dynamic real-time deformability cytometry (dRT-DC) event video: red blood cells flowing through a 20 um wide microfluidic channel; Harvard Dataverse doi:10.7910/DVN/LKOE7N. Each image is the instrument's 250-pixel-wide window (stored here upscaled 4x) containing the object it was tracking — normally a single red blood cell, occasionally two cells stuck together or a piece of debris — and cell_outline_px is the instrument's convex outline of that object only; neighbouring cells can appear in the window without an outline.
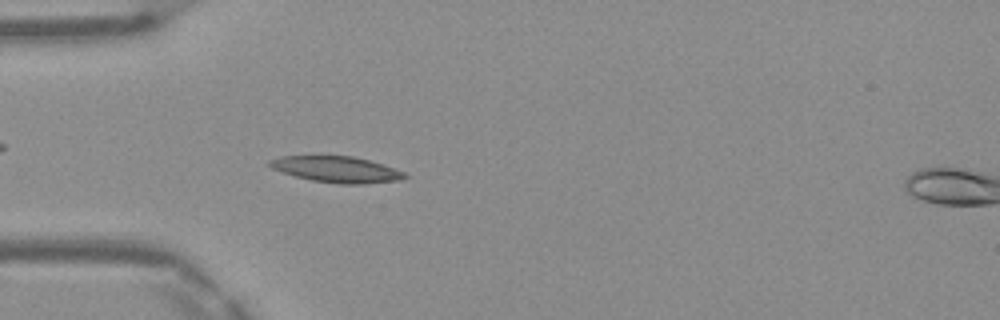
{"species": "Egyptian fruit bat (a non-hibernating species)", "species_latin": "Rousettus aegyptiacus", "temperature_condition": "warm", "stored_images_in_passage": 47, "camera_frame_rate_fps": 3000, "um_per_image_px": 0.085, "frame": {"image": 1, "passage_image": 13, "time_ms": 4.0, "image_size_px": [1000, 320], "cell_outline_px": [[408, 176], [400, 180], [364, 184], [340, 184], [312, 180], [296, 176], [272, 168], [268, 164], [268, 160], [280, 156], [352, 156], [384, 164], [404, 172]], "centroid_in_image_um": [28.63, 14.4], "position_along_channel_um": 56.4, "area_um2": 20.4}}
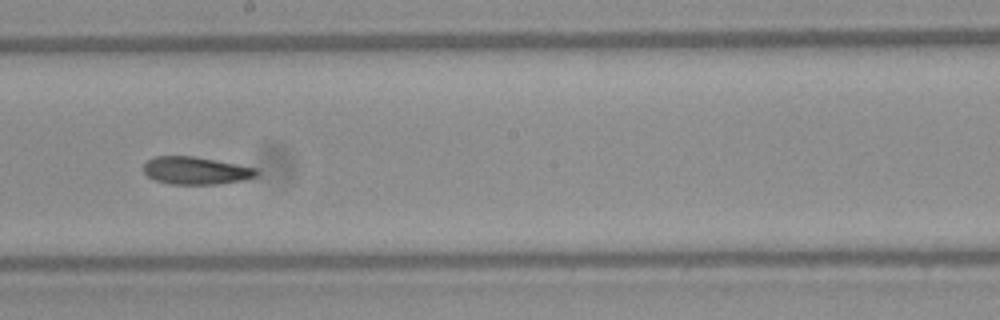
{"frame": {"image": 2, "passage_image": 26, "time_ms": 8.333, "image_size_px": [1000, 320], "cell_outline_px": [[260, 172], [256, 176], [244, 180], [216, 184], [172, 184], [156, 180], [148, 176], [144, 172], [144, 164], [148, 160], [156, 156], [192, 156], [216, 160], [256, 168]], "centroid_in_image_um": [16.67, 14.5], "position_along_channel_um": 231.5, "area_um2": 18.03}}
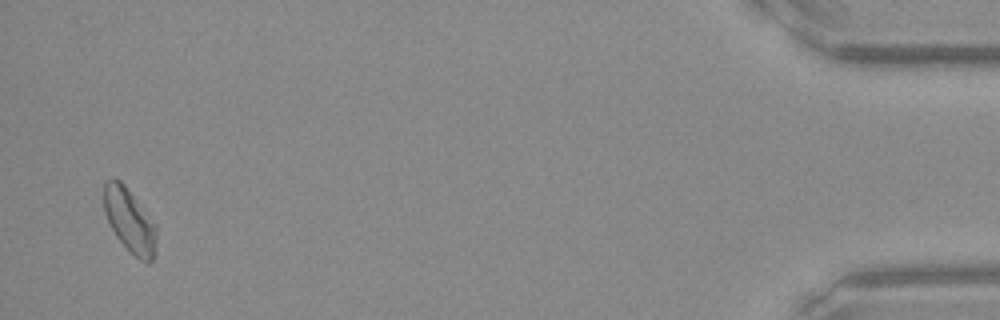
{"frame": {"image": 3, "passage_image": 46, "time_ms": 15.0, "image_size_px": [1000, 320], "cell_outline_px": [[156, 252], [152, 264], [148, 264], [140, 260], [116, 236], [104, 212], [104, 184], [112, 176], [120, 180], [124, 184], [156, 224]], "centroid_in_image_um": [11.04, 18.75], "position_along_channel_um": 424.2, "area_um2": 19.54}, "authors_computed_cell_mechanics": {"area_um2": 19.1318, "velocity_mm_per_s": 4.1556, "shape_relaxation_time_tau1_ms": null, "shape_relaxation_time_tau2_ms": 4.0971, "deformation_change_tau1": null, "deformation_change_tau2": 0.1104}}